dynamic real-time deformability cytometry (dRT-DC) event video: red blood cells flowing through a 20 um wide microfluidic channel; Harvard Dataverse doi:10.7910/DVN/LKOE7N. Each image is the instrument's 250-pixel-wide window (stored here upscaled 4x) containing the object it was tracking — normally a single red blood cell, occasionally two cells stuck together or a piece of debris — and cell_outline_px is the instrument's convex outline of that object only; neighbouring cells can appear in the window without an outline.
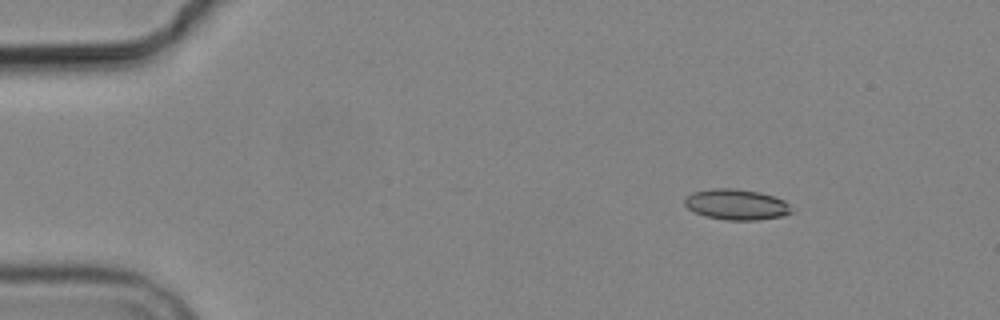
{"species": "common noctule bat (a hibernating species)", "species_latin": "Nyctalus noctula", "temperature_condition": "cold", "stored_images_in_passage": 6, "camera_frame_rate_fps": 3000, "um_per_image_px": 0.085, "animal": {"sex": "male", "body_mass_g": 19.2, "forearm_length_mm": 51.8}, "frame": {"image": 1, "passage_image": 1, "time_ms": 0.0, "image_size_px": [1000, 320], "cell_outline_px": [[792, 212], [784, 216], [756, 220], [724, 220], [704, 216], [688, 208], [684, 204], [684, 200], [692, 192], [712, 188], [736, 188], [760, 192], [784, 200], [788, 204]], "centroid_in_image_um": [62.58, 17.38], "position_along_channel_um": 22.4, "area_um2": 19.13}}
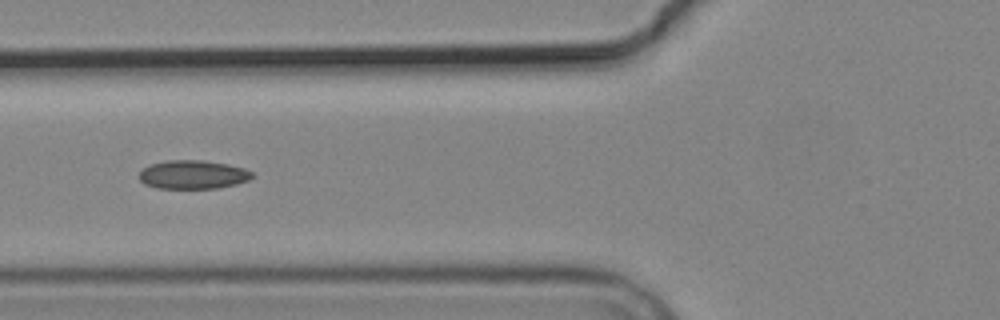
{"frame": {"image": 2, "passage_image": 5, "time_ms": 4.667, "image_size_px": [1000, 320], "cell_outline_px": [[252, 176], [248, 180], [236, 184], [220, 188], [156, 188], [144, 184], [140, 180], [140, 172], [148, 164], [168, 160], [204, 160], [228, 164], [244, 168], [252, 172]], "centroid_in_image_um": [16.39, 14.83], "position_along_channel_um": 109.4, "area_um2": 18.9}}
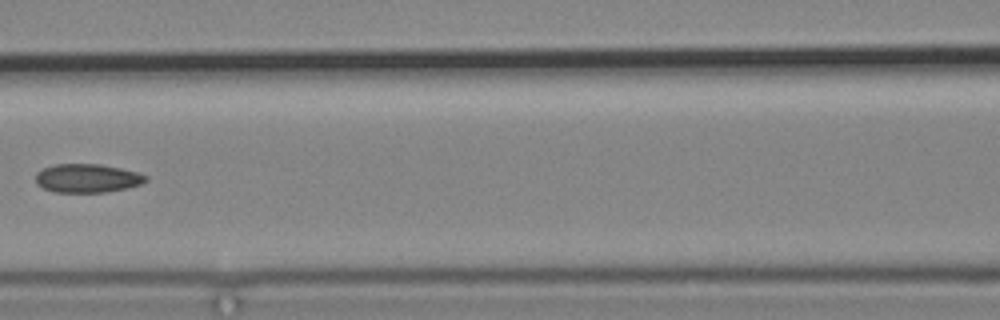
{"frame": {"image": 3, "passage_image": 6, "time_ms": 6.0, "image_size_px": [1000, 320], "cell_outline_px": [[148, 180], [140, 184], [128, 188], [104, 192], [56, 192], [44, 188], [36, 184], [36, 172], [44, 168], [56, 164], [100, 164], [120, 168], [136, 172], [148, 176]], "centroid_in_image_um": [7.42, 15.15], "position_along_channel_um": 159.2, "area_um2": 18.32}}